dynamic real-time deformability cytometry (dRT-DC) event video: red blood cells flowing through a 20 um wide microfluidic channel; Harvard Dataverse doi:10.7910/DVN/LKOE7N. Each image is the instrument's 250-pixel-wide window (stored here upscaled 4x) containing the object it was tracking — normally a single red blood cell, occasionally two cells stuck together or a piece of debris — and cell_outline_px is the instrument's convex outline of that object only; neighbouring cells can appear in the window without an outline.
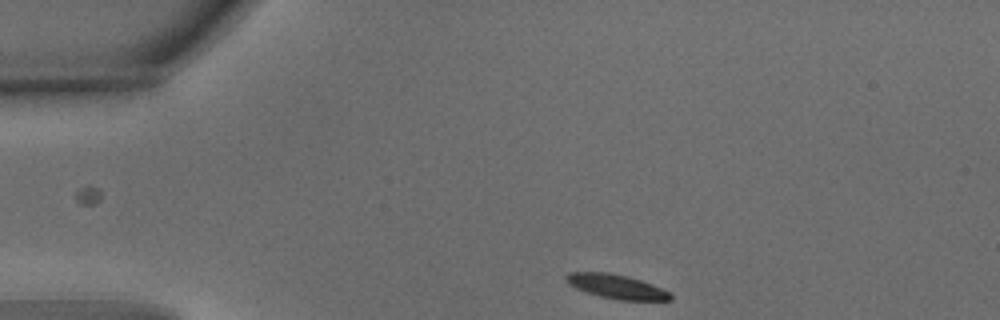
{"species": "common noctule bat (a hibernating species)", "species_latin": "Nyctalus noctula", "temperature_condition": "warm", "stored_images_in_passage": 35, "camera_frame_rate_fps": 3000, "um_per_image_px": 0.085, "animal": {"sex": "male", "body_mass_g": 15.6}, "frame": {"image": 1, "passage_image": 1, "time_ms": 0.0, "image_size_px": [1000, 320], "cell_outline_px": [[672, 300], [620, 300], [600, 296], [576, 288], [568, 284], [564, 276], [568, 272], [608, 272], [628, 276], [652, 284], [672, 292]], "centroid_in_image_um": [52.42, 24.35], "position_along_channel_um": 32.6, "area_um2": 14.74}}
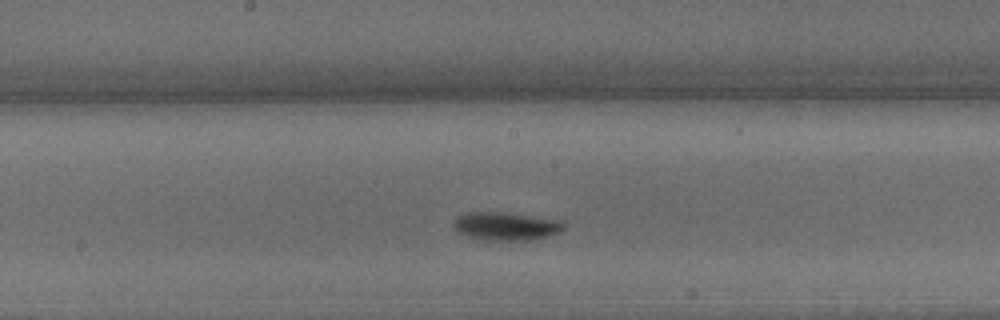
{"frame": {"image": 2, "passage_image": 19, "time_ms": 6.0, "image_size_px": [1000, 320], "cell_outline_px": [[564, 228], [560, 232], [532, 240], [484, 240], [468, 236], [460, 232], [452, 224], [456, 216], [464, 212], [500, 212], [564, 220]], "centroid_in_image_um": [43.01, 19.21], "position_along_channel_um": 205.2, "area_um2": 18.09}}
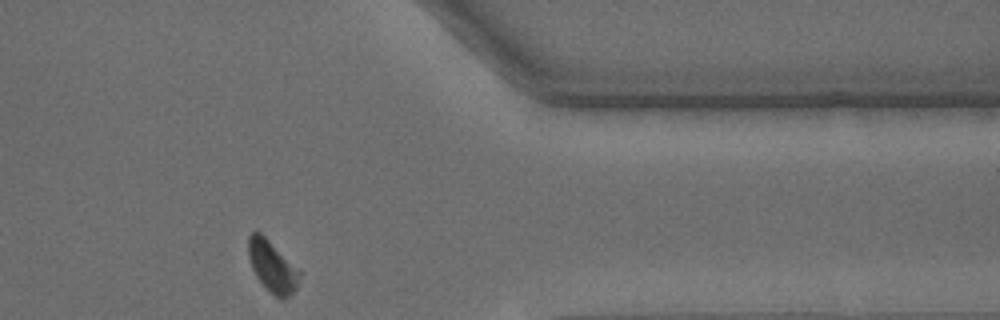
{"frame": {"image": 3, "passage_image": 35, "time_ms": 11.333, "image_size_px": [1000, 320], "cell_outline_px": [[300, 276], [296, 288], [284, 300], [280, 300], [256, 276], [252, 268], [248, 256], [248, 236], [252, 232], [260, 232], [300, 272]], "centroid_in_image_um": [23.12, 22.65], "position_along_channel_um": 388.3, "area_um2": 14.68}, "authors_computed_cell_mechanics": {"area_um2": 16.4152, "velocity_mm_per_s": 3.7432, "shape_relaxation_time_tau1_ms": 2.855, "shape_relaxation_time_tau2_ms": null, "deformation_change_tau1": 0.1405, "deformation_change_tau2": null}}